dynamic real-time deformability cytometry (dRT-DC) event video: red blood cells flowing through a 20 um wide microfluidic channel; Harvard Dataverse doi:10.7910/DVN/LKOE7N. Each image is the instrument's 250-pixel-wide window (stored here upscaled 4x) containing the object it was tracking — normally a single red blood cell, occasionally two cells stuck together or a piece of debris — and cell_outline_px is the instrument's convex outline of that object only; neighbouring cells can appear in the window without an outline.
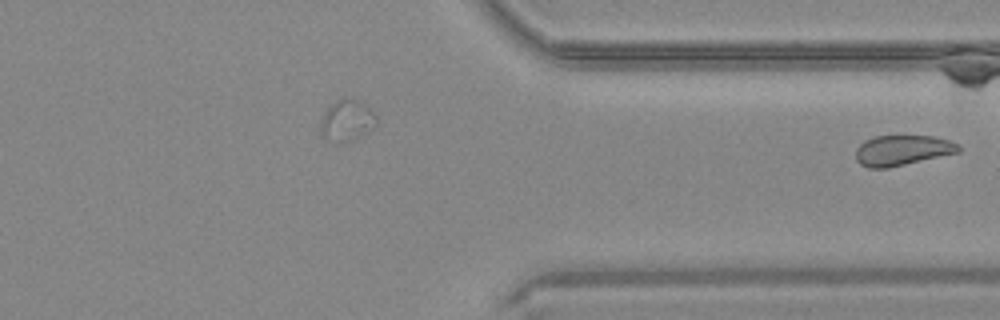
{"species": "common noctule bat (a hibernating species)", "species_latin": "Nyctalus noctula", "temperature_condition": "warm", "stored_images_in_passage": 28, "segment_of_instrument_passage": [2, 2], "camera_frame_rate_fps": 3000, "um_per_image_px": 0.085, "animal": {"sex": "male", "body_mass_g": 20.4}, "frame": {"image": 1, "passage_image": 28, "time_ms": 9.0, "image_size_px": [1000, 320], "cell_outline_px": [[960, 152], [888, 168], [868, 168], [860, 164], [856, 160], [856, 148], [864, 140], [876, 136], [936, 136], [960, 144]], "centroid_in_image_um": [76.7, 12.78], "position_along_channel_um": 334.7, "area_um2": 18.26}}